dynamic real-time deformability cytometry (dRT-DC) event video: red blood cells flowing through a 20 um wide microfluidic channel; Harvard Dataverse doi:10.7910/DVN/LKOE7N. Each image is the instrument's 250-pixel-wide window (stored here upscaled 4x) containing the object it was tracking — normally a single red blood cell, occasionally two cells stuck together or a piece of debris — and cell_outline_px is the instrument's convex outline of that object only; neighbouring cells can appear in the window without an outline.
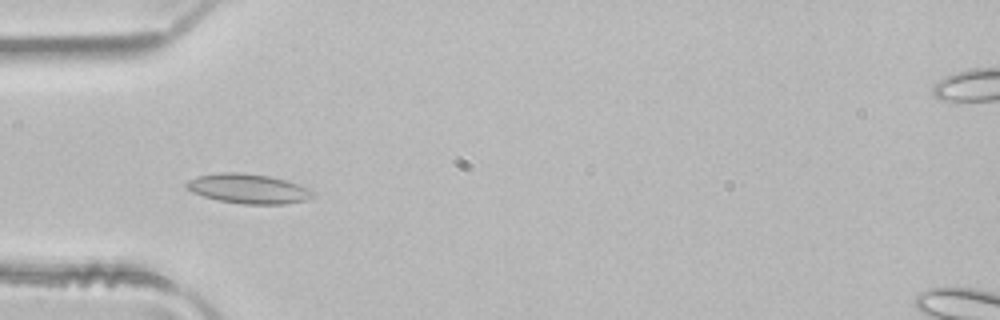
{"species": "common noctule bat (a hibernating species)", "species_latin": "Nyctalus noctula", "temperature_condition": "room temperature", "stored_images_in_passage": 5, "camera_frame_rate_fps": 3000, "um_per_image_px": 0.085, "animal": {"sex": "male", "body_mass_g": 21.5, "forearm_length_mm": 52.0}, "frame": {"image": 1, "passage_image": 4, "time_ms": 1.0, "image_size_px": [1000, 320], "cell_outline_px": [[316, 196], [304, 200], [288, 204], [244, 204], [220, 200], [204, 196], [192, 192], [184, 188], [184, 184], [188, 180], [196, 176], [220, 172], [240, 172], [268, 176], [284, 180], [308, 188]], "centroid_in_image_um": [21.05, 16.03], "position_along_channel_um": 63.9, "area_um2": 21.73}}
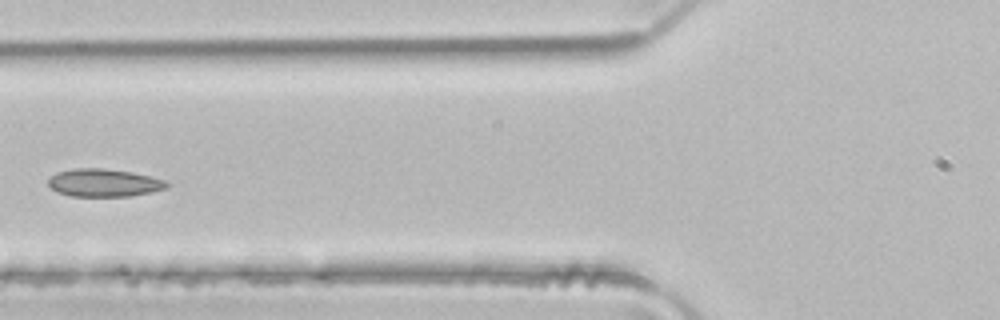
{"frame": {"image": 2, "passage_image": 5, "time_ms": 1.333, "image_size_px": [1000, 320], "cell_outline_px": [[172, 184], [168, 188], [152, 192], [132, 196], [72, 196], [56, 192], [48, 184], [48, 180], [56, 172], [72, 168], [104, 168], [132, 172], [164, 180]], "centroid_in_image_um": [8.85, 15.54], "position_along_channel_um": 116.9, "area_um2": 19.36}}